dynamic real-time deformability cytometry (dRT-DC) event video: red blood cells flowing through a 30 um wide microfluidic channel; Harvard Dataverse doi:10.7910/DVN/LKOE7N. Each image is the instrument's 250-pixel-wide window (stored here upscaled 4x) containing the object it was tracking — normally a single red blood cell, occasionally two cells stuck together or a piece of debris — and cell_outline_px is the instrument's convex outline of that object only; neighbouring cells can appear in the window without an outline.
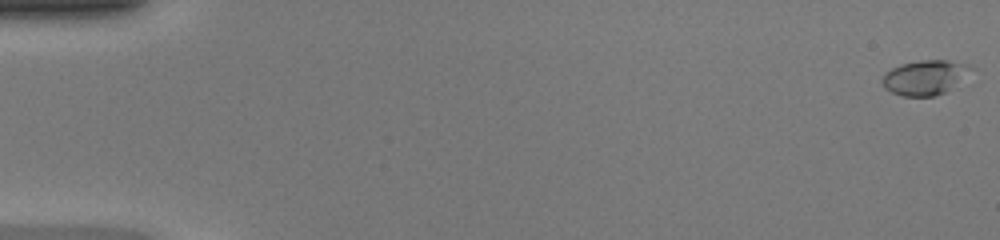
{"species": "common noctule bat (a hibernating species)", "species_latin": "Nyctalus noctula", "temperature_condition": "warm", "stored_images_in_passage": 49, "camera_frame_rate_fps": 3000, "um_per_image_px": 0.085, "animal": {"sex": "female", "body_mass_g": 20.0, "forearm_length_mm": 54.0}, "frame": {"image": 1, "passage_image": 1, "time_ms": 0.0, "image_size_px": [1000, 240], "cell_outline_px": [[976, 68], [944, 92], [936, 96], [900, 96], [884, 88], [880, 80], [884, 72], [900, 64], [920, 60], [948, 60], [968, 64]], "centroid_in_image_um": [78.58, 6.57], "position_along_channel_um": 6.4, "area_um2": 18.03}}
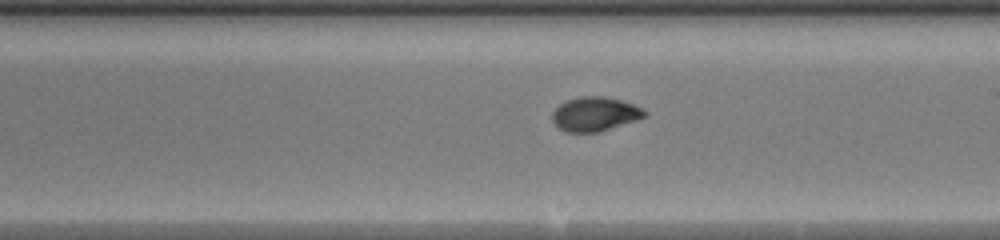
{"frame": {"image": 2, "passage_image": 29, "time_ms": 9.333, "image_size_px": [1000, 240], "cell_outline_px": [[648, 116], [600, 132], [564, 132], [552, 120], [552, 112], [560, 104], [568, 100], [580, 96], [604, 96], [620, 100], [632, 104], [648, 112]], "centroid_in_image_um": [50.58, 9.7], "position_along_channel_um": 238.4, "area_um2": 18.32}}
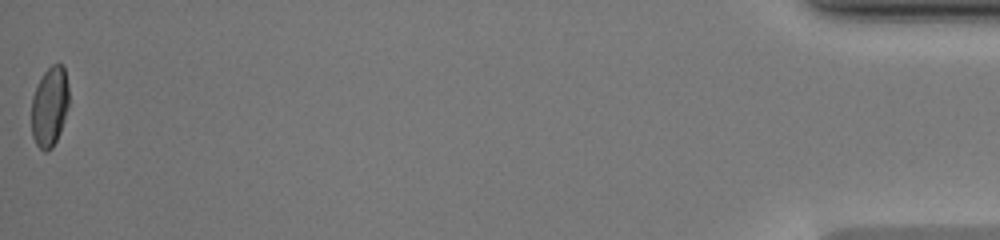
{"frame": {"image": 3, "passage_image": 49, "time_ms": 16.0, "image_size_px": [1000, 240], "cell_outline_px": [[68, 108], [60, 132], [52, 148], [48, 152], [44, 152], [36, 144], [32, 136], [32, 96], [44, 72], [52, 64], [60, 64], [64, 68], [68, 84]], "centroid_in_image_um": [4.22, 9.08], "position_along_channel_um": 431.0, "area_um2": 17.34}, "authors_computed_cell_mechanics": {"area_um2": 17.918, "velocity_mm_per_s": 4.3135, "shape_relaxation_time_tau1_ms": 4.621, "shape_relaxation_time_tau2_ms": 1.1488, "deformation_change_tau1": 0.1961, "deformation_change_tau2": 0.0449}}